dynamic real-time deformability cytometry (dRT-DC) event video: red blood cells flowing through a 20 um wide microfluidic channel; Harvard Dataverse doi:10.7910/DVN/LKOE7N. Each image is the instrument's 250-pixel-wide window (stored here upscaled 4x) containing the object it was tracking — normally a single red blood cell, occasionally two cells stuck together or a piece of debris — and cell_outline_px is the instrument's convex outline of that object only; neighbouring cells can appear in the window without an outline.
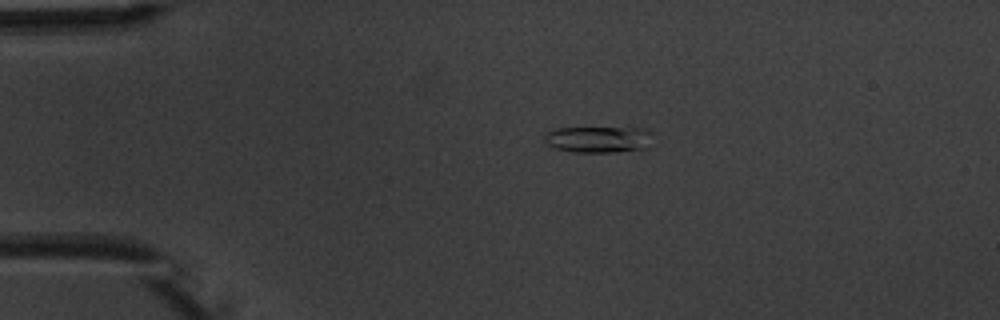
{"species": "common noctule bat (a hibernating species)", "species_latin": "Nyctalus noctula", "temperature_condition": "warm", "stored_images_in_passage": 5, "camera_frame_rate_fps": 3000, "um_per_image_px": 0.085, "animal": {"sex": "male", "body_mass_g": 20.1, "forearm_length_mm": 53.5}, "frame": {"image": 1, "passage_image": 2, "time_ms": 1.333, "image_size_px": [1000, 320], "cell_outline_px": [[652, 132], [648, 148], [616, 152], [576, 152], [552, 148], [544, 140], [544, 132], [556, 128], [640, 128]], "centroid_in_image_um": [50.83, 11.85], "position_along_channel_um": 34.2, "area_um2": 16.76}}
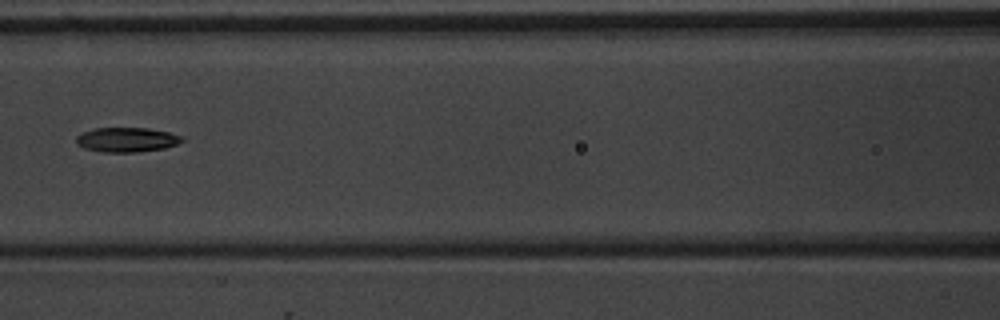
{"frame": {"image": 2, "passage_image": 5, "time_ms": 5.667, "image_size_px": [1000, 320], "cell_outline_px": [[184, 140], [176, 144], [164, 148], [136, 152], [104, 152], [84, 148], [76, 144], [76, 136], [92, 128], [148, 128], [168, 132], [184, 136]], "centroid_in_image_um": [10.77, 11.87], "position_along_channel_um": 155.8, "area_um2": 15.14}}